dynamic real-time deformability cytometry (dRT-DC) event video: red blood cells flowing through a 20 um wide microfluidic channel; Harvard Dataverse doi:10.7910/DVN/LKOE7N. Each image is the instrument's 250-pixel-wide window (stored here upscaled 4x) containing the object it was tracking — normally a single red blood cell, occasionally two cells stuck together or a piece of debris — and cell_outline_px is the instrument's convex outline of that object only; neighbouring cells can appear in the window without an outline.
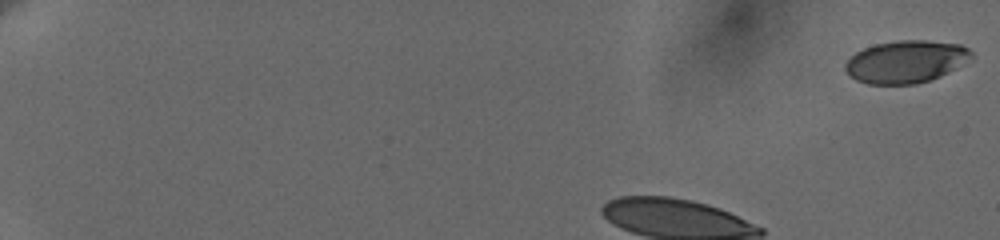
{"species": "human", "species_latin": "Homo sapiens", "temperature_condition": "cold", "stored_images_in_passage": 44, "camera_frame_rate_fps": 3000, "um_per_image_px": 0.085, "donor": {"sex": "female"}, "frame": {"image": 1, "passage_image": 1, "time_ms": 0.0, "image_size_px": [1000, 240], "cell_outline_px": [[972, 56], [948, 72], [940, 76], [916, 84], [868, 84], [856, 80], [848, 76], [844, 68], [844, 64], [856, 52], [864, 48], [876, 44], [900, 40], [924, 40], [960, 44], [968, 48], [972, 52]], "centroid_in_image_um": [76.95, 5.24], "position_along_channel_um": 8.1, "area_um2": 30.92}}
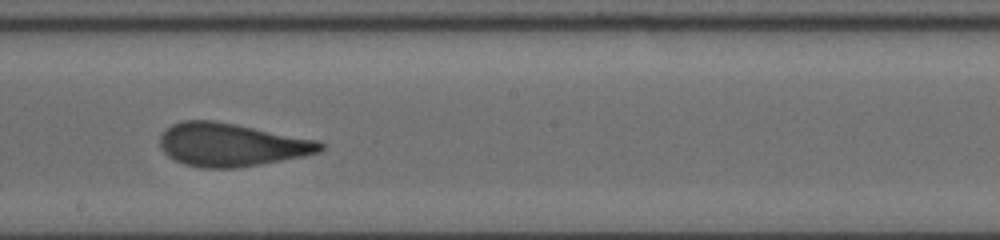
{"frame": {"image": 2, "passage_image": 28, "time_ms": 9.0, "image_size_px": [1000, 240], "cell_outline_px": [[324, 148], [320, 152], [304, 156], [260, 164], [236, 168], [200, 168], [184, 164], [168, 156], [160, 148], [160, 136], [172, 124], [184, 120], [212, 120], [320, 140], [324, 144]], "centroid_in_image_um": [19.68, 12.31], "position_along_channel_um": 228.5, "area_um2": 40.29}}
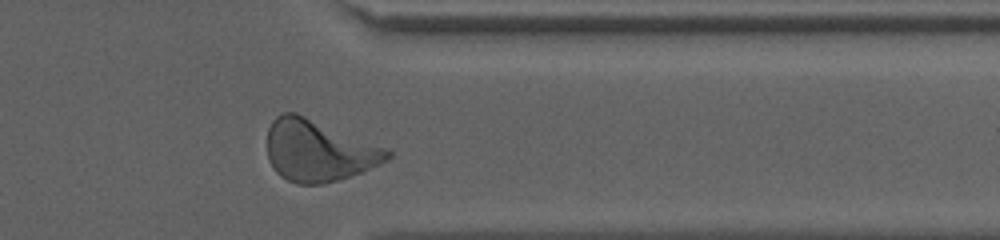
{"frame": {"image": 3, "passage_image": 41, "time_ms": 13.333, "image_size_px": [1000, 240], "cell_outline_px": [[392, 156], [388, 160], [380, 164], [360, 172], [324, 184], [296, 184], [280, 176], [272, 168], [268, 160], [268, 128], [272, 120], [276, 116], [284, 112], [296, 112], [384, 148], [392, 152]], "centroid_in_image_um": [27.02, 12.81], "position_along_channel_um": 384.4, "area_um2": 42.6}, "authors_computed_cell_mechanics": {"area_um2": 40.1421, "velocity_mm_per_s": 3.633, "shape_relaxation_time_tau1_ms": 8.1171, "shape_relaxation_time_tau2_ms": 0.9302, "deformation_change_tau1": 0.2225, "deformation_change_tau2": 0.0774}}